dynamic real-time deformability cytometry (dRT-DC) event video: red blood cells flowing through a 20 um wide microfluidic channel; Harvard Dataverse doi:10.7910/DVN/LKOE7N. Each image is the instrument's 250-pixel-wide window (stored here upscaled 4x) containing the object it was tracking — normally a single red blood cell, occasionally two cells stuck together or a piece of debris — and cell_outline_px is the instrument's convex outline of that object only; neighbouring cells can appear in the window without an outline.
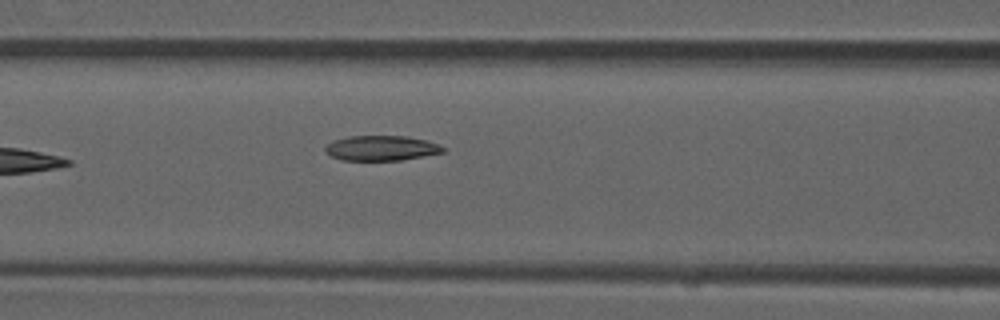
{"species": "common noctule bat (a hibernating species)", "species_latin": "Nyctalus noctula", "temperature_condition": "room temperature", "stored_images_in_passage": 5, "camera_frame_rate_fps": 3000, "um_per_image_px": 0.085, "animal": {"sex": "male", "forearm_length_mm": 52.5}, "frame": {"image": 1, "passage_image": 5, "time_ms": 1.333, "image_size_px": [1000, 320], "cell_outline_px": [[448, 148], [444, 152], [400, 160], [340, 160], [324, 152], [324, 148], [332, 140], [352, 136], [404, 136], [424, 140], [440, 144]], "centroid_in_image_um": [32.41, 12.59], "position_along_channel_um": 134.2, "area_um2": 17.17}}